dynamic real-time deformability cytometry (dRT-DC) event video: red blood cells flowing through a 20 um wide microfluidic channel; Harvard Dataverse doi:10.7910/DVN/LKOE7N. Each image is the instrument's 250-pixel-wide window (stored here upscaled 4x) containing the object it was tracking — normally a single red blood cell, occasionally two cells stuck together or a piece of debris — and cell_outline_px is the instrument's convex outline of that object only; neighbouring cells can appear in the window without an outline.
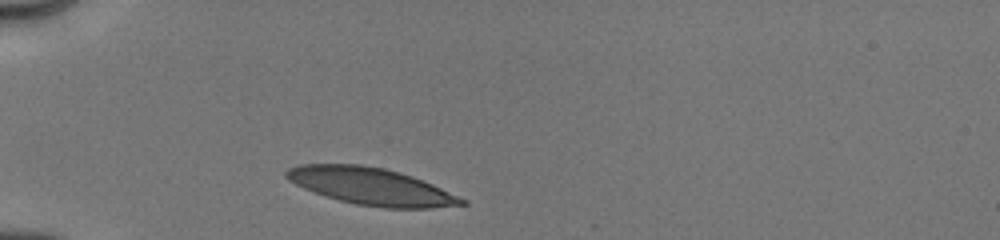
{"species": "human", "species_latin": "Homo sapiens", "temperature_condition": "cold", "stored_images_in_passage": 23, "camera_frame_rate_fps": 3000, "um_per_image_px": 0.085, "donor": {"sex": "male"}, "frame": {"image": 1, "passage_image": 1, "time_ms": 0.0, "image_size_px": [1000, 240], "cell_outline_px": [[468, 204], [432, 208], [384, 208], [356, 204], [324, 196], [304, 188], [288, 180], [284, 176], [284, 172], [288, 168], [296, 164], [360, 164], [384, 168], [400, 172], [412, 176], [432, 184], [468, 200]], "centroid_in_image_um": [31.53, 15.83], "position_along_channel_um": 53.5, "area_um2": 37.97}}
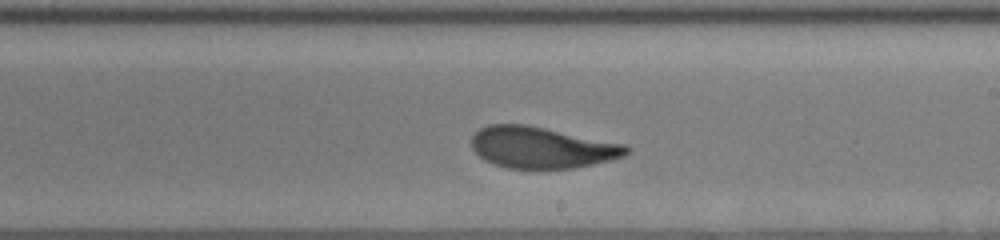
{"frame": {"image": 2, "passage_image": 14, "time_ms": 5.333, "image_size_px": [1000, 240], "cell_outline_px": [[632, 152], [624, 156], [592, 164], [572, 168], [508, 168], [492, 164], [484, 160], [472, 148], [472, 136], [480, 128], [488, 124], [528, 124], [624, 144], [632, 148]], "centroid_in_image_um": [46.04, 12.53], "position_along_channel_um": 243.0, "area_um2": 37.34}}
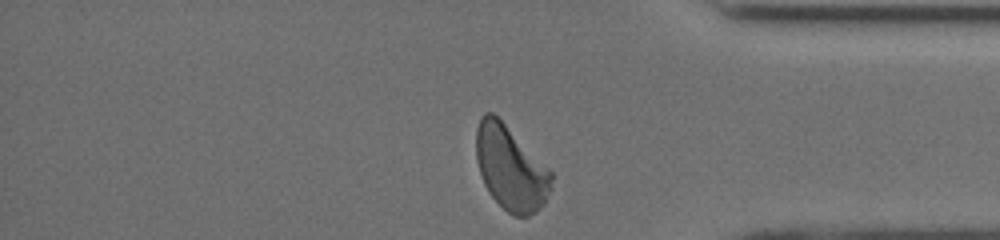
{"frame": {"image": 3, "passage_image": 23, "time_ms": 9.333, "image_size_px": [1000, 240], "cell_outline_px": [[552, 188], [544, 204], [536, 212], [528, 216], [516, 216], [508, 212], [488, 192], [484, 184], [476, 160], [476, 128], [480, 116], [484, 112], [492, 112], [552, 172]], "centroid_in_image_um": [43.39, 14.3], "position_along_channel_um": 391.8, "area_um2": 36.53}, "authors_computed_cell_mechanics": {"area_um2": 37.9746, "velocity_mm_per_s": 3.9815, "shape_relaxation_time_tau1_ms": 2.9554, "shape_relaxation_time_tau2_ms": 0.8765, "deformation_change_tau1": 0.1438, "deformation_change_tau2": 0.069}}